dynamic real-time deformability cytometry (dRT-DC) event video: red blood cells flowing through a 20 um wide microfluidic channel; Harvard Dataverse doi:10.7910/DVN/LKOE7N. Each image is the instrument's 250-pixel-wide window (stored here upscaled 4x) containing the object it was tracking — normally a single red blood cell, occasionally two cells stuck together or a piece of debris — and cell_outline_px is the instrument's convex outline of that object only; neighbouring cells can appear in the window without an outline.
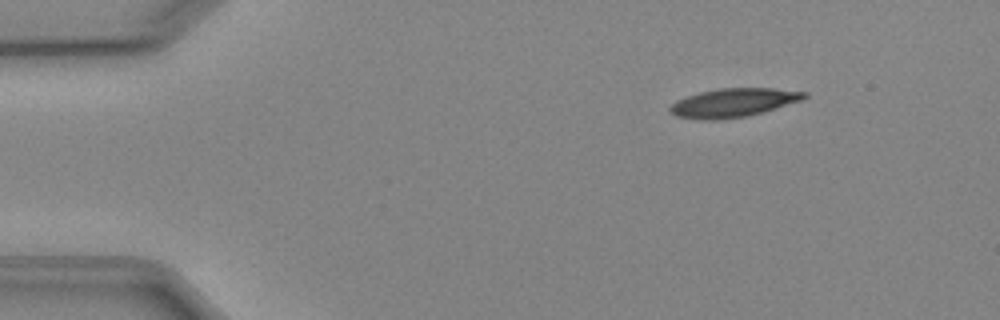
{"species": "Egyptian fruit bat (a non-hibernating species)", "species_latin": "Rousettus aegyptiacus", "temperature_condition": "cold", "stored_images_in_passage": 3, "camera_frame_rate_fps": 3000, "um_per_image_px": 0.085, "animal": {"sex": "female"}, "frame": {"image": 1, "passage_image": 1, "time_ms": 0.0, "image_size_px": [1000, 320], "cell_outline_px": [[808, 96], [800, 100], [764, 112], [748, 116], [716, 120], [700, 120], [676, 116], [668, 108], [676, 100], [700, 92], [720, 88], [772, 88], [808, 92]], "centroid_in_image_um": [62.33, 8.73], "position_along_channel_um": 22.7, "area_um2": 22.37}}